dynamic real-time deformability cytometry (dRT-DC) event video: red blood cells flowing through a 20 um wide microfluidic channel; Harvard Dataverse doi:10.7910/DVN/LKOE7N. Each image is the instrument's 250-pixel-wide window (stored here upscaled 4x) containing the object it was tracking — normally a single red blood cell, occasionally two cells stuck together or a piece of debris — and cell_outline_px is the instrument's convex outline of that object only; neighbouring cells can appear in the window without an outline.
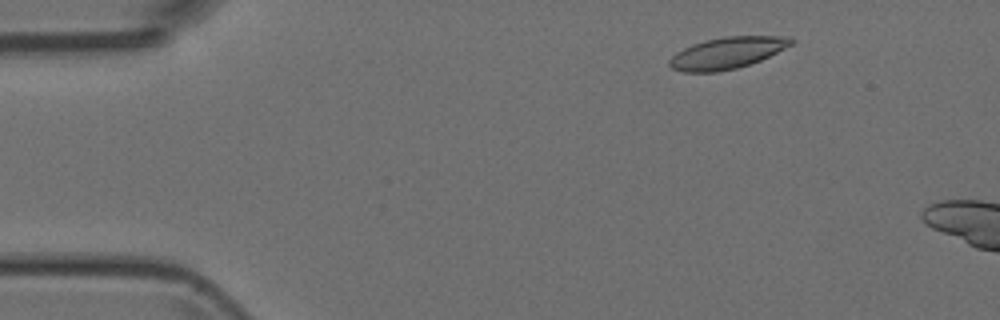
{"species": "Egyptian fruit bat (a non-hibernating species)", "species_latin": "Rousettus aegyptiacus", "temperature_condition": "room temperature", "stored_images_in_passage": 10, "camera_frame_rate_fps": 3000, "um_per_image_px": 0.085, "animal": {"sex": "female"}, "frame": {"image": 1, "passage_image": 5, "time_ms": 1.333, "image_size_px": [1000, 320], "cell_outline_px": [[796, 40], [792, 44], [760, 60], [736, 68], [716, 72], [684, 72], [672, 68], [668, 64], [668, 60], [676, 52], [692, 44], [704, 40], [724, 36], [792, 36]], "centroid_in_image_um": [61.79, 4.49], "position_along_channel_um": 23.2, "area_um2": 22.37}}